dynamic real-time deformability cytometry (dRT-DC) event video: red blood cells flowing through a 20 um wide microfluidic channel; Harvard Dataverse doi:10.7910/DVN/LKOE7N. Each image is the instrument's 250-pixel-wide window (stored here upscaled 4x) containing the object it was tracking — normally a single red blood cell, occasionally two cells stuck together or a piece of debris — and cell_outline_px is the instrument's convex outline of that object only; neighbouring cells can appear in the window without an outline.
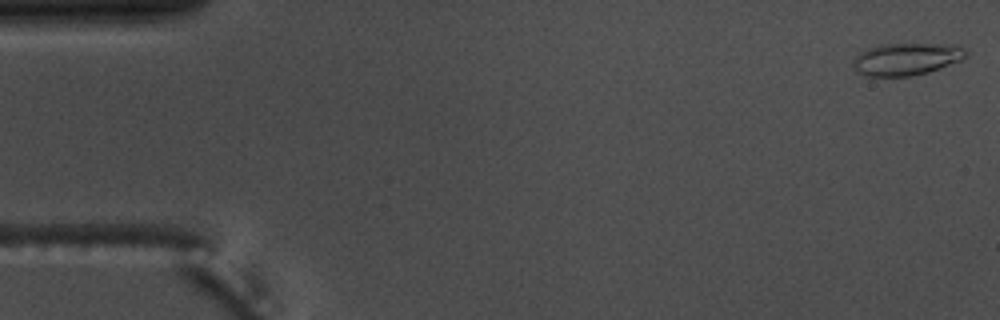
{"species": "common noctule bat (a hibernating species)", "species_latin": "Nyctalus noctula", "temperature_condition": "warm", "stored_images_in_passage": 55, "camera_frame_rate_fps": 3000, "um_per_image_px": 0.085, "animal": {"sex": "male", "body_mass_g": 17.5, "forearm_length_mm": 52.3}, "frame": {"image": 1, "passage_image": 1, "time_ms": 0.0, "image_size_px": [1000, 320], "cell_outline_px": [[968, 56], [960, 60], [940, 68], [928, 72], [908, 76], [868, 76], [856, 72], [852, 64], [852, 60], [860, 52], [868, 48], [880, 44], [952, 44], [968, 52]], "centroid_in_image_um": [77.0, 5.02], "position_along_channel_um": 8.0, "area_um2": 21.15}}
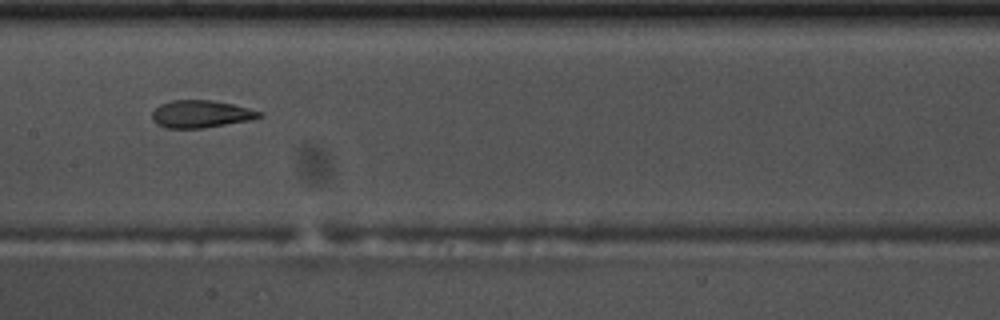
{"frame": {"image": 2, "passage_image": 27, "time_ms": 8.667, "image_size_px": [1000, 320], "cell_outline_px": [[264, 116], [248, 120], [200, 128], [164, 128], [156, 124], [152, 120], [152, 112], [160, 104], [172, 100], [212, 100], [232, 104], [264, 112]], "centroid_in_image_um": [17.05, 9.68], "position_along_channel_um": 190.3, "area_um2": 17.05}}
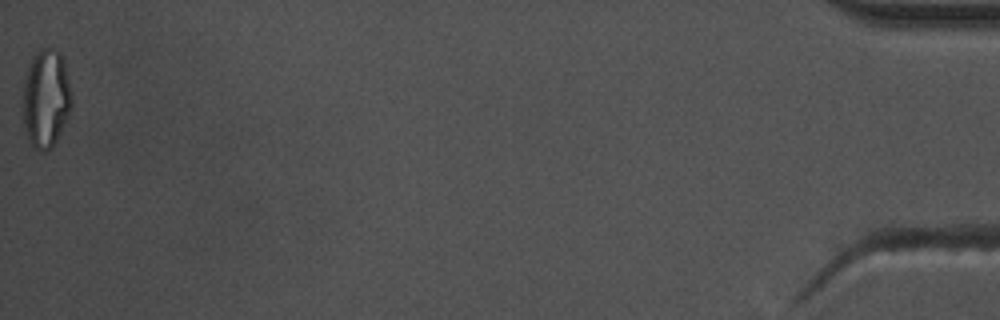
{"frame": {"image": 3, "passage_image": 55, "time_ms": 18.0, "image_size_px": [1000, 320], "cell_outline_px": [[72, 104], [68, 116], [52, 148], [48, 152], [44, 152], [28, 144], [24, 132], [24, 76], [36, 52], [40, 48], [56, 48], [60, 52], [64, 64], [72, 96]], "centroid_in_image_um": [3.9, 8.41], "position_along_channel_um": 431.3, "area_um2": 27.98}, "authors_computed_cell_mechanics": {"area_um2": 18.8428, "velocity_mm_per_s": 3.6888, "shape_relaxation_time_tau1_ms": null, "shape_relaxation_time_tau2_ms": 1.6592, "deformation_change_tau1": null, "deformation_change_tau2": 0.0999}}